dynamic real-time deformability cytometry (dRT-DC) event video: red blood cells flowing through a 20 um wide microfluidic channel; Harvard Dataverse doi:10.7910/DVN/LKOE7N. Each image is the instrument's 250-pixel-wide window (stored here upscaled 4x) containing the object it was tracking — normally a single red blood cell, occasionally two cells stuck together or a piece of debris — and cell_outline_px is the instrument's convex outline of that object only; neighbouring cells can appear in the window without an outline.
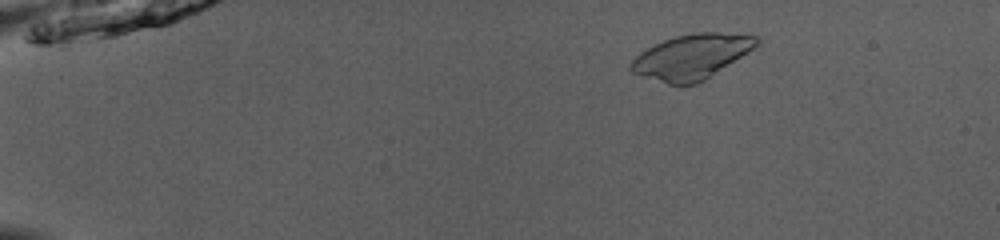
{"species": "common noctule bat (a hibernating species)", "species_latin": "Nyctalus noctula", "temperature_condition": "room temperature", "stored_images_in_passage": 41, "camera_frame_rate_fps": 3000, "um_per_image_px": 0.085, "animal": {"sex": "male", "body_mass_g": 13.0, "forearm_length_mm": 53.1}, "frame": {"image": 1, "passage_image": 1, "time_ms": 0.0, "image_size_px": [1000, 240], "cell_outline_px": [[760, 44], [748, 52], [704, 80], [696, 84], [668, 84], [632, 72], [628, 68], [628, 64], [640, 52], [664, 40], [676, 36], [692, 32], [720, 32], [760, 36]], "centroid_in_image_um": [58.8, 4.8], "position_along_channel_um": 26.2, "area_um2": 32.66}}